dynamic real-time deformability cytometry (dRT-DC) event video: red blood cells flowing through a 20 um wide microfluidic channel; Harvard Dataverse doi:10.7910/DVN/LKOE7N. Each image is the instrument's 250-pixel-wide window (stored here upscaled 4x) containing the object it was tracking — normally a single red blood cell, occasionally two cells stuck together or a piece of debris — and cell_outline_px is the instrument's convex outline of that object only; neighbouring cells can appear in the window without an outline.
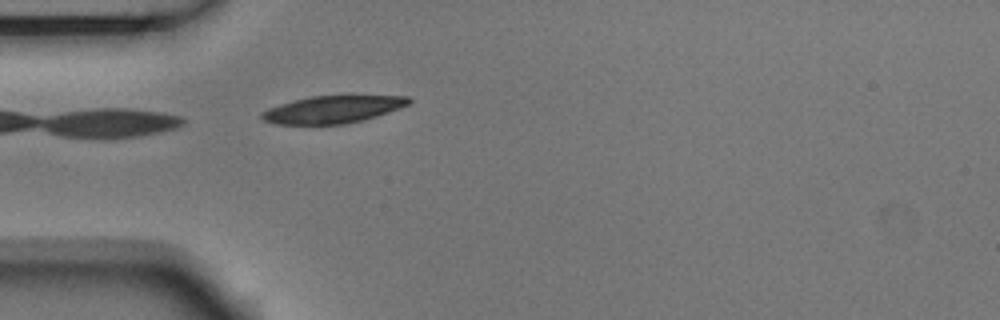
{"species": "Egyptian fruit bat (a non-hibernating species)", "species_latin": "Rousettus aegyptiacus", "temperature_condition": "room temperature", "stored_images_in_passage": 5, "camera_frame_rate_fps": 3000, "um_per_image_px": 0.085, "animal": {"sex": "male"}, "frame": {"image": 1, "passage_image": 5, "time_ms": 1.333, "image_size_px": [1000, 320], "cell_outline_px": [[412, 100], [408, 104], [388, 112], [364, 120], [344, 124], [276, 124], [264, 120], [260, 116], [260, 112], [268, 108], [280, 104], [312, 96], [408, 96]], "centroid_in_image_um": [28.26, 9.31], "position_along_channel_um": 56.7, "area_um2": 23.12}}